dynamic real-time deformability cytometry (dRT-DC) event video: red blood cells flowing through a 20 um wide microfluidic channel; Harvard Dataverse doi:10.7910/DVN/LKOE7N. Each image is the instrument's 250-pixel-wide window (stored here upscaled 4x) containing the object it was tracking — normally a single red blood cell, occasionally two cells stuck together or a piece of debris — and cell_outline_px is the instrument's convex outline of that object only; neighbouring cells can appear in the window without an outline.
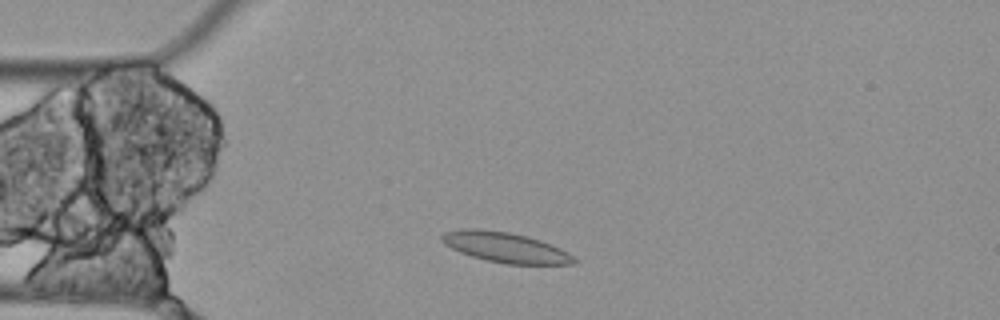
{"species": "Egyptian fruit bat (a non-hibernating species)", "species_latin": "Rousettus aegyptiacus", "temperature_condition": "cold", "stored_images_in_passage": 3, "camera_frame_rate_fps": 3000, "um_per_image_px": 0.085, "animal": {"sex": "female"}, "frame": {"image": 1, "passage_image": 2, "time_ms": 0.333, "image_size_px": [1000, 320], "cell_outline_px": [[580, 260], [576, 264], [504, 264], [472, 256], [460, 252], [444, 244], [440, 240], [440, 236], [444, 232], [464, 228], [480, 228], [508, 232], [528, 236], [540, 240], [560, 248], [568, 252]], "centroid_in_image_um": [42.98, 21.02], "position_along_channel_um": 42.0, "area_um2": 23.47}}